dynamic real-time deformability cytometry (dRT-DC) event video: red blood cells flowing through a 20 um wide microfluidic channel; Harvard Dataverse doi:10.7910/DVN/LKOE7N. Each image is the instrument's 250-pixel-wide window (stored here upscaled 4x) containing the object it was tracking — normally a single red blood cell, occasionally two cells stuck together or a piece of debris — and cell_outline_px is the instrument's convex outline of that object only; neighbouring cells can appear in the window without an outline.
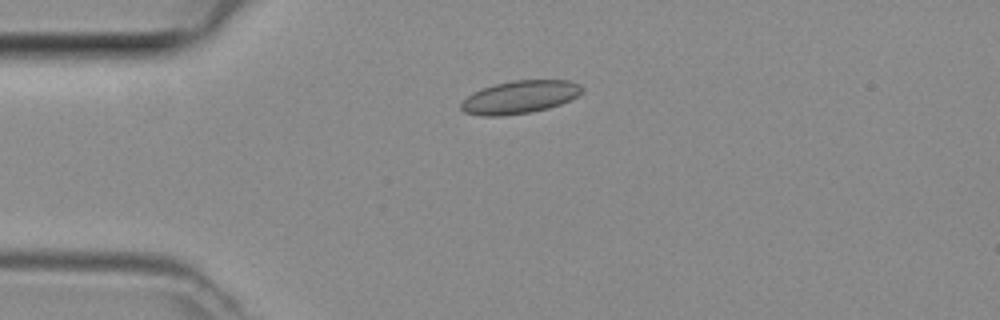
{"species": "common noctule bat (a hibernating species)", "species_latin": "Nyctalus noctula", "temperature_condition": "room temperature", "stored_images_in_passage": 37, "camera_frame_rate_fps": 3000, "um_per_image_px": 0.085, "animal": {"sex": "female", "body_mass_g": 29.2, "forearm_length_mm": 56.3}, "frame": {"image": 1, "passage_image": 1, "time_ms": 0.0, "image_size_px": [1000, 320], "cell_outline_px": [[584, 92], [560, 104], [548, 108], [532, 112], [500, 116], [484, 116], [464, 112], [460, 108], [460, 104], [468, 96], [484, 88], [496, 84], [512, 80], [568, 80], [580, 84], [584, 88]], "centroid_in_image_um": [44.22, 8.25], "position_along_channel_um": 40.8, "area_um2": 23.0}}
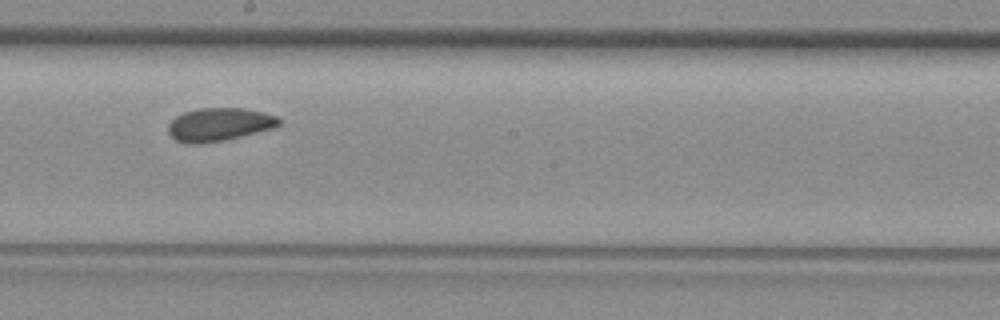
{"frame": {"image": 2, "passage_image": 16, "time_ms": 5.0, "image_size_px": [1000, 320], "cell_outline_px": [[280, 124], [276, 128], [224, 140], [200, 144], [188, 144], [176, 140], [168, 132], [168, 124], [176, 116], [184, 112], [200, 108], [244, 108], [264, 112], [276, 116], [280, 120]], "centroid_in_image_um": [18.64, 10.58], "position_along_channel_um": 229.6, "area_um2": 21.5}}
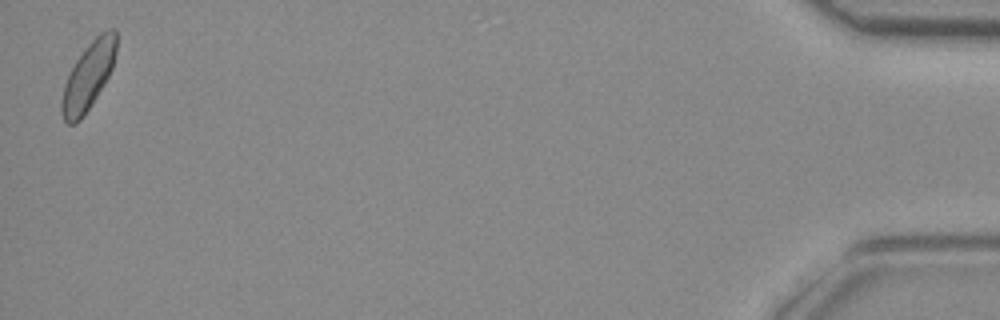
{"frame": {"image": 3, "passage_image": 37, "time_ms": 12.0, "image_size_px": [1000, 320], "cell_outline_px": [[116, 52], [112, 68], [104, 84], [80, 120], [76, 124], [68, 124], [64, 120], [60, 112], [60, 100], [64, 84], [76, 60], [88, 44], [100, 32], [108, 28], [112, 28], [116, 32]], "centroid_in_image_um": [7.49, 6.47], "position_along_channel_um": 427.7, "area_um2": 21.27}}